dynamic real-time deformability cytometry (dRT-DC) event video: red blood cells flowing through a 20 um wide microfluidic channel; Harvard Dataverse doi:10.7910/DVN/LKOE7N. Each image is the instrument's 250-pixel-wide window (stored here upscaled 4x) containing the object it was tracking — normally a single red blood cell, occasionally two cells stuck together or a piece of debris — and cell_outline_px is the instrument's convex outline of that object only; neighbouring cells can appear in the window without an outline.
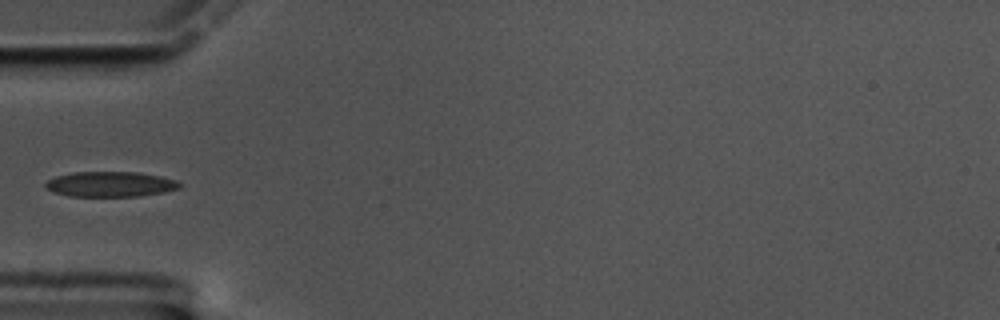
{"species": "common noctule bat (a hibernating species)", "species_latin": "Nyctalus noctula", "temperature_condition": "cold", "stored_images_in_passage": 42, "camera_frame_rate_fps": 3000, "um_per_image_px": 0.085, "animal": {"sex": "male", "body_mass_g": 17.5, "forearm_length_mm": 52.3}, "frame": {"image": 1, "passage_image": 1, "time_ms": 0.0, "image_size_px": [1000, 320], "cell_outline_px": [[180, 188], [164, 192], [140, 196], [68, 196], [52, 192], [44, 188], [44, 184], [48, 180], [56, 176], [72, 172], [140, 172], [160, 176], [176, 180], [180, 184]], "centroid_in_image_um": [9.34, 15.65], "position_along_channel_um": 75.7, "area_um2": 19.83}}
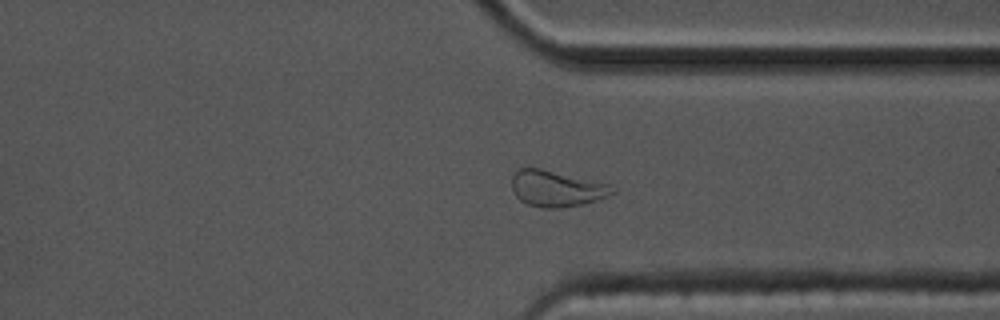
{"frame": {"image": 2, "passage_image": 27, "time_ms": 8.667, "image_size_px": [1000, 320], "cell_outline_px": [[616, 192], [608, 196], [596, 200], [580, 204], [560, 208], [544, 208], [528, 204], [520, 200], [516, 196], [512, 188], [512, 176], [520, 168], [540, 168], [608, 184], [616, 188]], "centroid_in_image_um": [47.3, 16.03], "position_along_channel_um": 364.1, "area_um2": 20.87}}
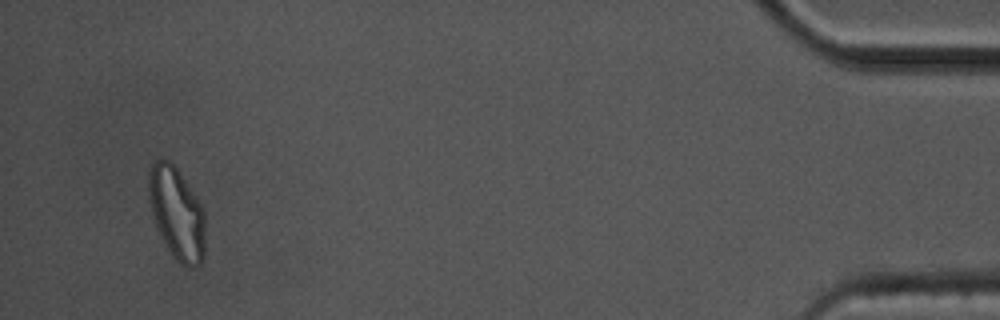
{"frame": {"image": 3, "passage_image": 39, "time_ms": 12.667, "image_size_px": [1000, 320], "cell_outline_px": [[204, 256], [200, 264], [192, 268], [188, 268], [180, 264], [172, 256], [156, 228], [152, 216], [148, 200], [148, 176], [152, 164], [156, 160], [168, 160], [176, 168], [200, 204], [204, 212]], "centroid_in_image_um": [15.0, 18.18], "position_along_channel_um": 420.2, "area_um2": 30.23}}